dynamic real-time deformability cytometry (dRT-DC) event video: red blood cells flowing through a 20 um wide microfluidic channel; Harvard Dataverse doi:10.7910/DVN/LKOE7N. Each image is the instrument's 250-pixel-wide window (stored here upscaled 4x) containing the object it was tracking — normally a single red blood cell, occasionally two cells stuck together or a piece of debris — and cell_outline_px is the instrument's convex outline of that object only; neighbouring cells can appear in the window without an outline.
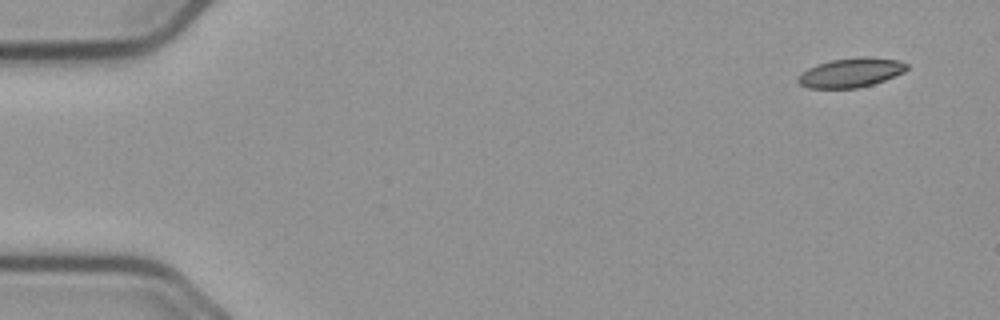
{"species": "common noctule bat (a hibernating species)", "species_latin": "Nyctalus noctula", "temperature_condition": "cold", "stored_images_in_passage": 54, "camera_frame_rate_fps": 3000, "um_per_image_px": 0.085, "animal": {"sex": "male", "body_mass_g": 23.1, "forearm_length_mm": 52.7}, "frame": {"image": 1, "passage_image": 1, "time_ms": 0.0, "image_size_px": [1000, 320], "cell_outline_px": [[908, 68], [904, 72], [884, 80], [872, 84], [856, 88], [808, 88], [800, 84], [796, 80], [796, 76], [800, 72], [816, 64], [832, 60], [860, 56], [864, 56], [900, 60], [908, 64]], "centroid_in_image_um": [72.3, 6.16], "position_along_channel_um": 12.7, "area_um2": 18.73}}
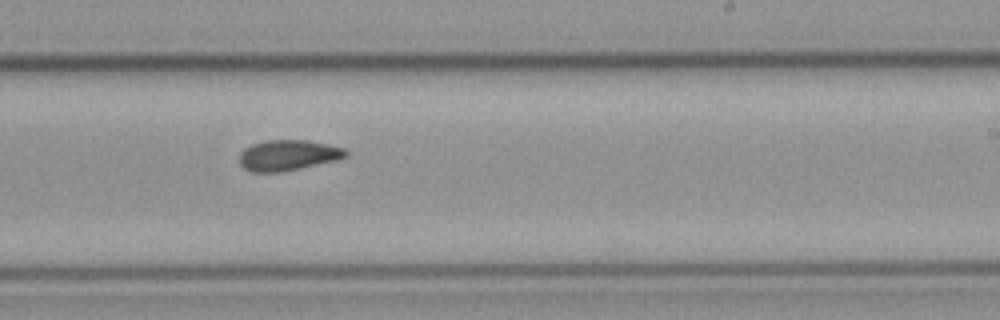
{"frame": {"image": 2, "passage_image": 32, "time_ms": 10.333, "image_size_px": [1000, 320], "cell_outline_px": [[348, 156], [336, 160], [300, 168], [280, 172], [252, 172], [244, 168], [240, 164], [240, 152], [244, 148], [252, 144], [264, 140], [308, 140], [328, 144], [344, 148], [348, 152]], "centroid_in_image_um": [24.48, 13.18], "position_along_channel_um": 264.5, "area_um2": 19.02}}
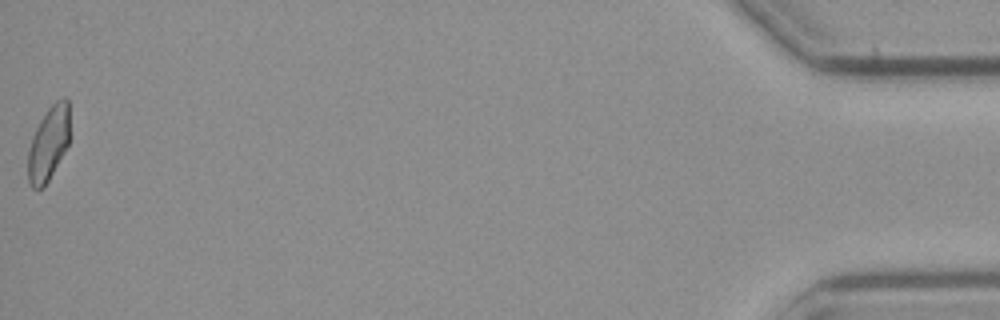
{"frame": {"image": 3, "passage_image": 54, "time_ms": 17.667, "image_size_px": [1000, 320], "cell_outline_px": [[68, 144], [64, 152], [44, 188], [32, 188], [28, 180], [28, 148], [32, 136], [40, 120], [48, 108], [56, 100], [64, 96], [68, 100]], "centroid_in_image_um": [4.1, 12.2], "position_along_channel_um": 431.1, "area_um2": 17.86}, "authors_computed_cell_mechanics": {"area_um2": 19.0451, "velocity_mm_per_s": 3.6678, "shape_relaxation_time_tau1_ms": null, "shape_relaxation_time_tau2_ms": 5.8566, "deformation_change_tau1": null, "deformation_change_tau2": 0.1023}}